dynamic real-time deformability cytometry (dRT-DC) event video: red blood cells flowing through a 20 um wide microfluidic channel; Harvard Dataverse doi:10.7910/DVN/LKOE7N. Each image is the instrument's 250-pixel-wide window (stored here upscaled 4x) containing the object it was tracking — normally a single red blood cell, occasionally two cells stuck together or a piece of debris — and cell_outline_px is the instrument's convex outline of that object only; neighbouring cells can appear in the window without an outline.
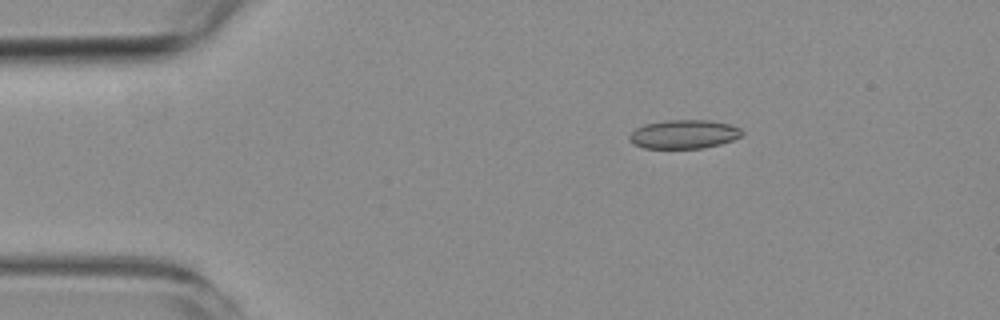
{"species": "common noctule bat (a hibernating species)", "species_latin": "Nyctalus noctula", "temperature_condition": "room temperature", "stored_images_in_passage": 3, "camera_frame_rate_fps": 3000, "um_per_image_px": 0.085, "animal": {"sex": "female", "body_mass_g": 19.3, "forearm_length_mm": 54.1}, "frame": {"image": 1, "passage_image": 1, "time_ms": 0.0, "image_size_px": [1000, 320], "cell_outline_px": [[744, 132], [740, 136], [732, 140], [720, 144], [704, 148], [644, 148], [632, 144], [628, 140], [628, 136], [636, 128], [644, 124], [668, 120], [708, 120], [728, 124], [740, 128]], "centroid_in_image_um": [58.1, 11.41], "position_along_channel_um": 26.9, "area_um2": 18.9}}
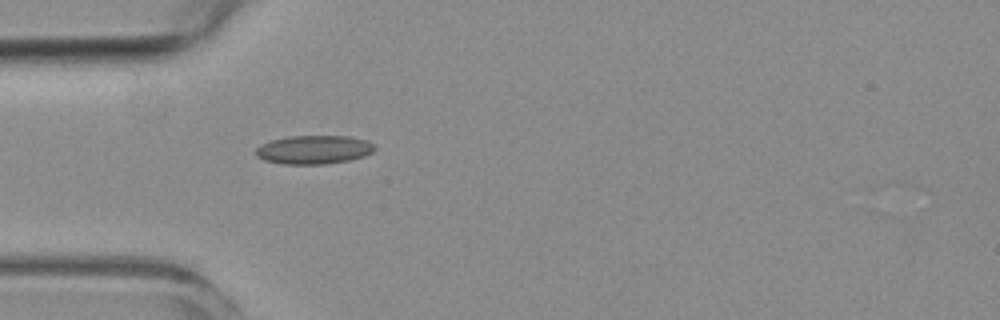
{"frame": {"image": 2, "passage_image": 3, "time_ms": 2.333, "image_size_px": [1000, 320], "cell_outline_px": [[376, 148], [372, 152], [364, 156], [348, 160], [324, 164], [284, 164], [264, 160], [256, 156], [256, 148], [272, 140], [288, 136], [348, 136], [368, 140]], "centroid_in_image_um": [26.69, 12.72], "position_along_channel_um": 58.3, "area_um2": 19.71}}